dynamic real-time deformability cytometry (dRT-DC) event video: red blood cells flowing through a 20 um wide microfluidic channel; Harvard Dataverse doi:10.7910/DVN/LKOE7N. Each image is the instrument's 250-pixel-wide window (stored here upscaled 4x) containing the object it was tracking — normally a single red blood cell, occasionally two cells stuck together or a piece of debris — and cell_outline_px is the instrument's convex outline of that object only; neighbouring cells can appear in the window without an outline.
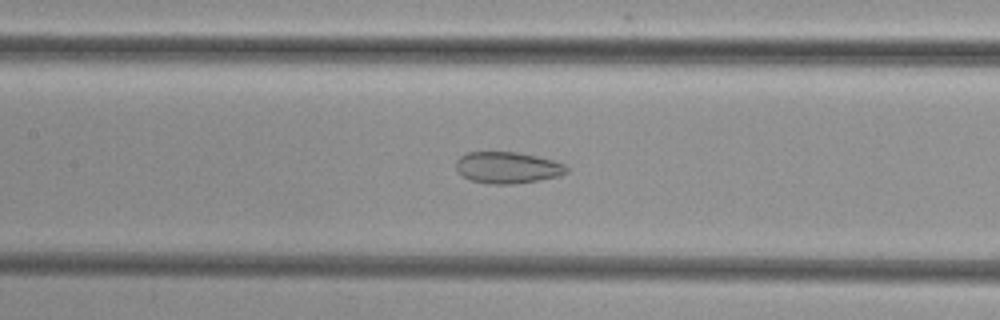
{"species": "common noctule bat (a hibernating species)", "species_latin": "Nyctalus noctula", "temperature_condition": "cold", "stored_images_in_passage": 50, "camera_frame_rate_fps": 3000, "um_per_image_px": 0.085, "animal": {"sex": "female", "body_mass_g": 29.2, "forearm_length_mm": 56.3}, "frame": {"image": 1, "passage_image": 24, "time_ms": 7.667, "image_size_px": [1000, 320], "cell_outline_px": [[568, 172], [560, 176], [512, 184], [488, 184], [468, 180], [456, 168], [456, 160], [460, 156], [468, 152], [516, 152], [536, 156], [552, 160], [564, 164], [568, 168]], "centroid_in_image_um": [43.12, 14.25], "position_along_channel_um": 164.3, "area_um2": 20.23}}
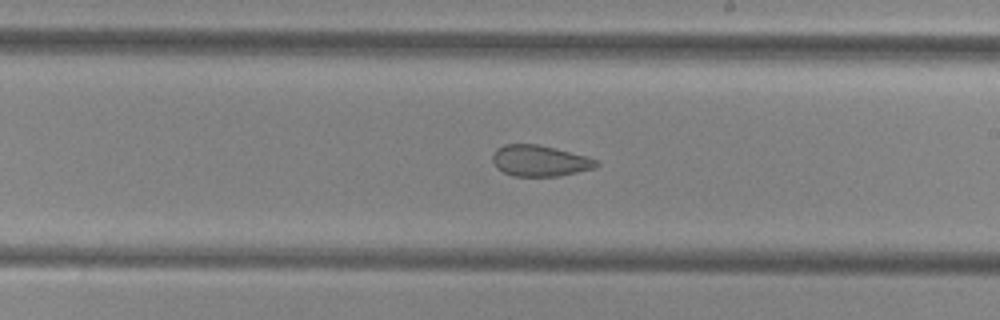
{"frame": {"image": 2, "passage_image": 30, "time_ms": 9.667, "image_size_px": [1000, 320], "cell_outline_px": [[600, 164], [596, 168], [560, 176], [512, 176], [496, 168], [492, 160], [492, 156], [496, 148], [504, 144], [536, 144], [556, 148], [588, 156], [600, 160]], "centroid_in_image_um": [45.92, 13.66], "position_along_channel_um": 243.1, "area_um2": 19.13}}
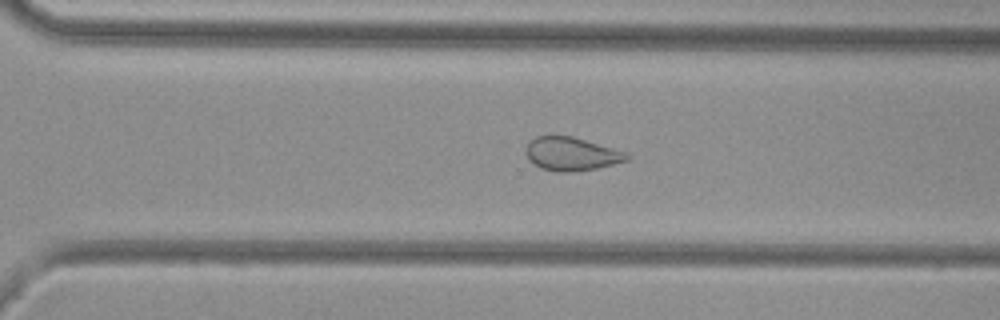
{"frame": {"image": 3, "passage_image": 36, "time_ms": 11.667, "image_size_px": [1000, 320], "cell_outline_px": [[632, 156], [628, 160], [596, 168], [572, 172], [556, 172], [540, 168], [532, 164], [528, 160], [524, 152], [524, 148], [536, 136], [572, 136], [612, 148], [624, 152]], "centroid_in_image_um": [48.51, 13.1], "position_along_channel_um": 322.1, "area_um2": 19.65}}